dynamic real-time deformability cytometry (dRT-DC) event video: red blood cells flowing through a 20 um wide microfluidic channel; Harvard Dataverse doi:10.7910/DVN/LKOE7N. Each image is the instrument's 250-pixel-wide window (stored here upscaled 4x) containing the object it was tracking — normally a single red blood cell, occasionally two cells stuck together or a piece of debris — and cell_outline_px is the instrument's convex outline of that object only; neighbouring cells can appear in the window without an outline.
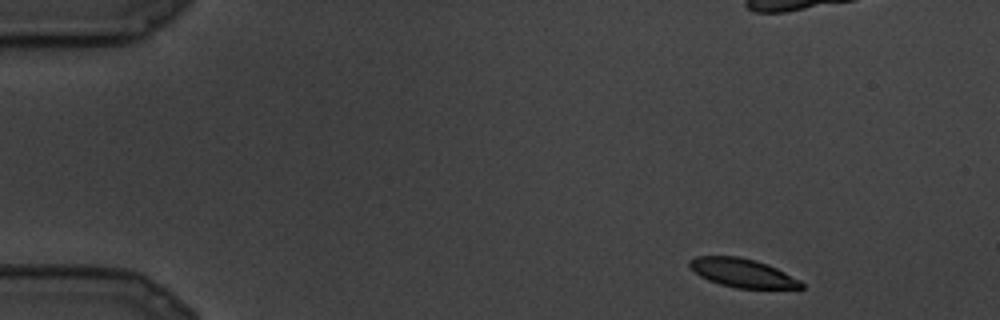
{"species": "common noctule bat (a hibernating species)", "species_latin": "Nyctalus noctula", "temperature_condition": "cold", "stored_images_in_passage": 10, "camera_frame_rate_fps": 3000, "um_per_image_px": 0.085, "animal": {"sex": "male", "body_mass_g": 19.5, "forearm_length_mm": 54.6}, "frame": {"image": 1, "passage_image": 1, "time_ms": 0.0, "image_size_px": [1000, 320], "cell_outline_px": [[804, 288], [736, 288], [720, 284], [708, 280], [700, 276], [688, 264], [688, 260], [696, 256], [740, 256], [756, 260], [768, 264], [800, 280], [804, 284]], "centroid_in_image_um": [63.1, 23.19], "position_along_channel_um": 21.9, "area_um2": 18.61}}